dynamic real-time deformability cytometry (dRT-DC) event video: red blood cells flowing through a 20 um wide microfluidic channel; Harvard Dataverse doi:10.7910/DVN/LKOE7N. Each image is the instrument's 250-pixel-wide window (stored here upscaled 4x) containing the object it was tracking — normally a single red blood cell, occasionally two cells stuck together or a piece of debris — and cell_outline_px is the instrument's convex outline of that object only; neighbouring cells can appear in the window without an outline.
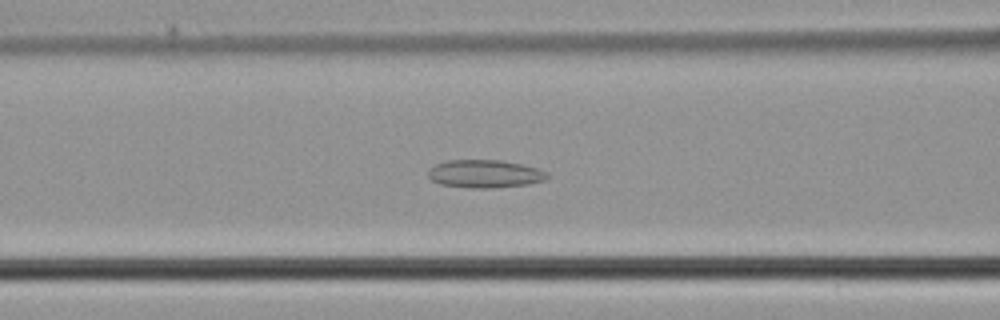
{"species": "common noctule bat (a hibernating species)", "species_latin": "Nyctalus noctula", "temperature_condition": "cold", "stored_images_in_passage": 47, "camera_frame_rate_fps": 3000, "um_per_image_px": 0.085, "animal": {"sex": "male", "body_mass_g": 21.5, "forearm_length_mm": 52.0}, "frame": {"image": 1, "passage_image": 17, "time_ms": 5.333, "image_size_px": [1000, 320], "cell_outline_px": [[548, 180], [528, 184], [496, 188], [472, 188], [440, 184], [432, 180], [428, 176], [428, 168], [436, 164], [448, 160], [500, 160], [520, 164], [536, 168], [548, 172]], "centroid_in_image_um": [41.22, 14.78], "position_along_channel_um": 125.4, "area_um2": 19.48}}
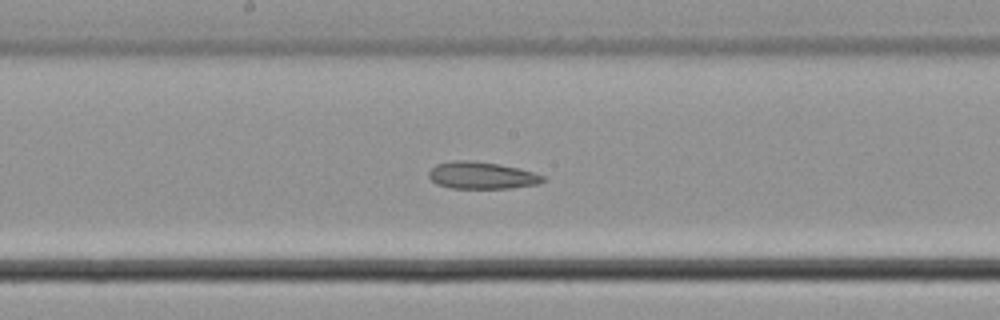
{"frame": {"image": 2, "passage_image": 23, "time_ms": 7.333, "image_size_px": [1000, 320], "cell_outline_px": [[544, 180], [536, 184], [512, 188], [452, 188], [436, 184], [428, 176], [428, 172], [436, 164], [452, 160], [468, 160], [500, 164], [520, 168], [544, 176]], "centroid_in_image_um": [40.91, 14.9], "position_along_channel_um": 207.3, "area_um2": 17.98}}
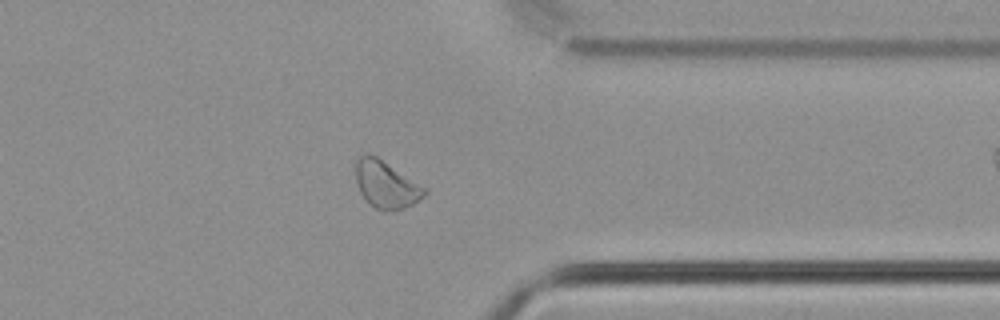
{"frame": {"image": 3, "passage_image": 36, "time_ms": 11.667, "image_size_px": [1000, 320], "cell_outline_px": [[428, 192], [424, 196], [412, 204], [404, 208], [392, 212], [384, 212], [368, 204], [360, 192], [356, 180], [356, 160], [360, 152], [368, 152], [376, 156], [428, 188]], "centroid_in_image_um": [32.81, 15.68], "position_along_channel_um": 378.6, "area_um2": 19.36}}